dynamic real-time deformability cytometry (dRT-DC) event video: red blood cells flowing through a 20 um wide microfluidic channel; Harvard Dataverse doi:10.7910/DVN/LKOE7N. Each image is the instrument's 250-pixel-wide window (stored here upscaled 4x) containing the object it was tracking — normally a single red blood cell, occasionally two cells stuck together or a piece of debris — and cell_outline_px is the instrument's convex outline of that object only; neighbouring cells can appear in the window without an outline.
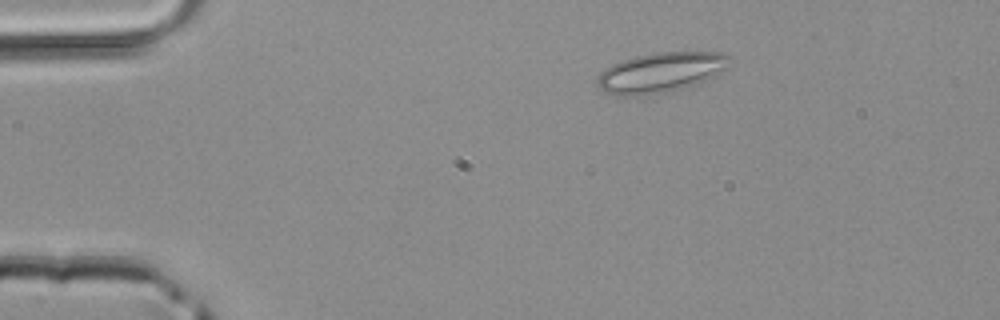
{"species": "common noctule bat (a hibernating species)", "species_latin": "Nyctalus noctula", "temperature_condition": "room temperature", "stored_images_in_passage": 39, "camera_frame_rate_fps": 3000, "um_per_image_px": 0.085, "animal": {"sex": "male", "body_mass_g": 20.4}, "frame": {"image": 1, "passage_image": 1, "time_ms": 0.0, "image_size_px": [1000, 320], "cell_outline_px": [[732, 56], [728, 68], [712, 80], [684, 88], [664, 92], [632, 96], [620, 96], [604, 92], [596, 84], [596, 80], [600, 72], [604, 68], [620, 60], [636, 56], [656, 52], [724, 52]], "centroid_in_image_um": [56.22, 6.15], "position_along_channel_um": 28.8, "area_um2": 31.56}}
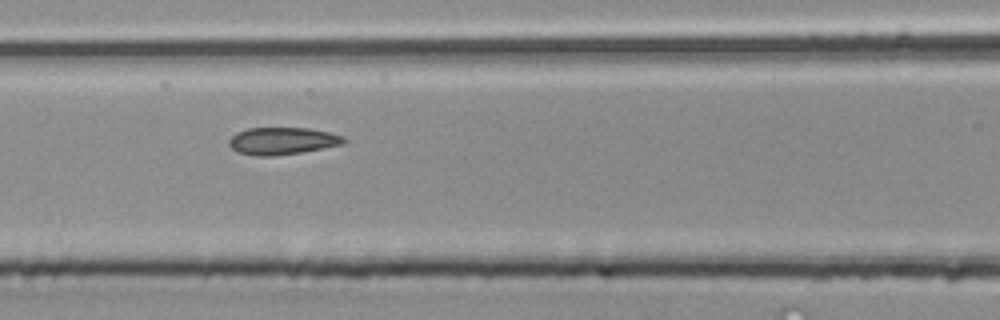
{"frame": {"image": 2, "passage_image": 13, "time_ms": 4.0, "image_size_px": [1000, 320], "cell_outline_px": [[348, 140], [344, 144], [300, 152], [272, 156], [256, 156], [236, 152], [228, 144], [228, 140], [236, 132], [248, 128], [312, 128], [344, 136]], "centroid_in_image_um": [23.99, 11.97], "position_along_channel_um": 142.6, "area_um2": 18.32}}
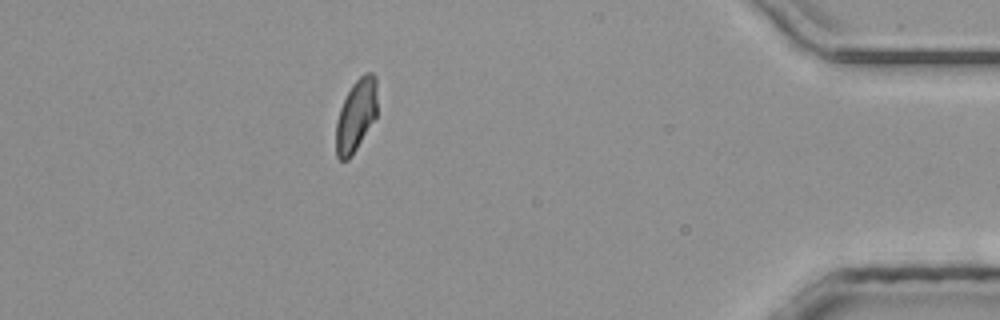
{"frame": {"image": 3, "passage_image": 34, "time_ms": 11.0, "image_size_px": [1000, 320], "cell_outline_px": [[376, 116], [352, 156], [348, 160], [340, 160], [336, 156], [336, 120], [340, 108], [352, 84], [364, 72], [372, 72], [376, 76]], "centroid_in_image_um": [30.25, 9.81], "position_along_channel_um": 404.9, "area_um2": 17.28}}